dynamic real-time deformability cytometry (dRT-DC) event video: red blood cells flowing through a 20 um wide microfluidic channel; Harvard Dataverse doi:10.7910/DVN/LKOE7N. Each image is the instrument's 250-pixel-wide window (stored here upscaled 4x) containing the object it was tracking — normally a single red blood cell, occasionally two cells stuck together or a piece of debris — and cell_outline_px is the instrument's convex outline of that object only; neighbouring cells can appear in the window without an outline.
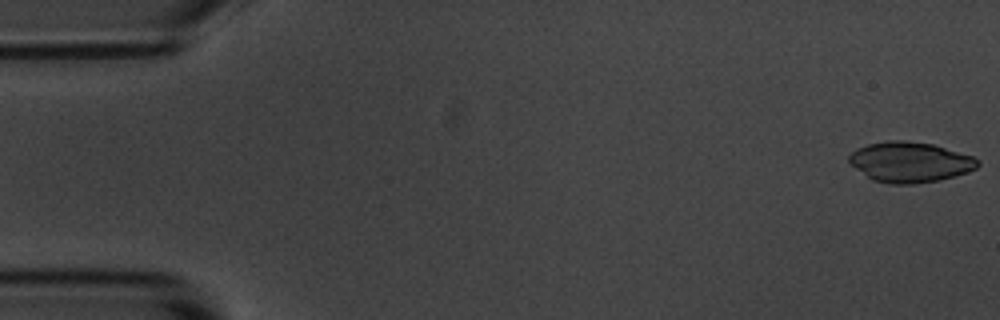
{"species": "common noctule bat (a hibernating species)", "species_latin": "Nyctalus noctula", "temperature_condition": "room temperature", "stored_images_in_passage": 5, "segment_of_instrument_passage": [1, 2], "camera_frame_rate_fps": 3000, "um_per_image_px": 0.085, "animal": {"sex": "male", "body_mass_g": 20.1, "forearm_length_mm": 53.5}, "frame": {"image": 1, "passage_image": 1, "time_ms": 0.0, "image_size_px": [1000, 320], "cell_outline_px": [[980, 164], [976, 168], [968, 172], [956, 176], [940, 180], [912, 184], [888, 184], [872, 180], [856, 168], [848, 160], [848, 156], [856, 148], [868, 144], [888, 140], [904, 140], [932, 144], [972, 156], [980, 160]], "centroid_in_image_um": [77.35, 13.78], "position_along_channel_um": 7.6, "area_um2": 30.29}}